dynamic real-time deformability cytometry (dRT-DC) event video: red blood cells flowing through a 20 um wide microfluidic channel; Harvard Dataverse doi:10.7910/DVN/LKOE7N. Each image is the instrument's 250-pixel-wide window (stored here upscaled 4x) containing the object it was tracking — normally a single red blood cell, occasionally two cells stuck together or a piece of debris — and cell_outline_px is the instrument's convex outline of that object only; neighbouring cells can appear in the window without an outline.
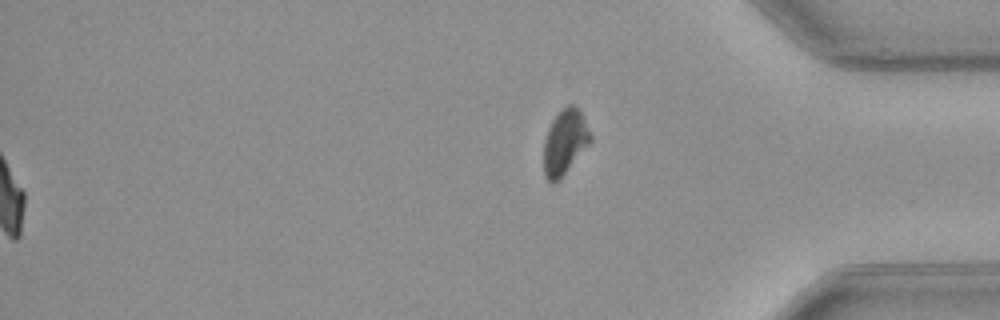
{"species": "common noctule bat (a hibernating species)", "species_latin": "Nyctalus noctula", "temperature_condition": "warm", "stored_images_in_passage": 48, "segment_of_instrument_passage": [2, 2], "camera_frame_rate_fps": 3000, "um_per_image_px": 0.085, "animal": {"sex": "female", "body_mass_g": 21.9}, "frame": {"image": 1, "passage_image": 48, "time_ms": 15.667, "image_size_px": [1000, 320], "cell_outline_px": [[592, 140], [560, 180], [552, 184], [544, 176], [544, 140], [548, 128], [552, 120], [568, 104], [572, 104], [580, 112], [592, 136]], "centroid_in_image_um": [47.99, 12.13], "position_along_channel_um": 387.2, "area_um2": 17.51}}